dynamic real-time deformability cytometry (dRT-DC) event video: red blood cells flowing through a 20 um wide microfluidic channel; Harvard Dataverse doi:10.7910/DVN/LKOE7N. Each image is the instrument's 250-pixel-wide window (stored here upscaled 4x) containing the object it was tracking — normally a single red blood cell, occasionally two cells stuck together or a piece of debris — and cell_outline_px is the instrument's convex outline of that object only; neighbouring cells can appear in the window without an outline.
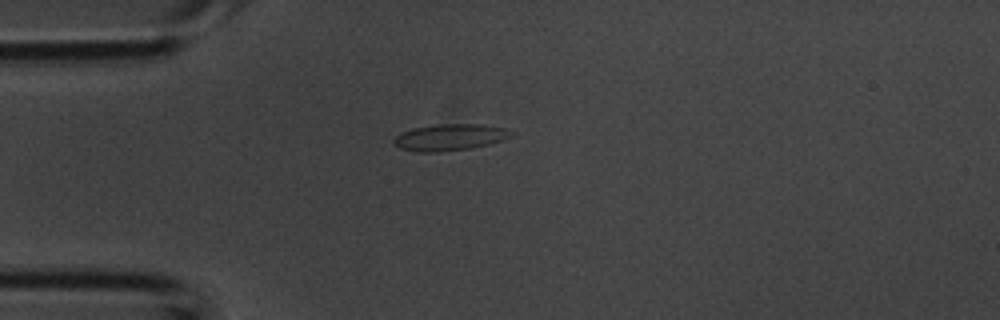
{"species": "common noctule bat (a hibernating species)", "species_latin": "Nyctalus noctula", "temperature_condition": "room temperature", "stored_images_in_passage": 28, "camera_frame_rate_fps": 3000, "um_per_image_px": 0.085, "animal": {"sex": "male", "body_mass_g": 20.1, "forearm_length_mm": 53.5}, "frame": {"image": 1, "passage_image": 1, "time_ms": 0.0, "image_size_px": [1000, 320], "cell_outline_px": [[516, 132], [512, 136], [504, 140], [472, 148], [440, 152], [420, 152], [400, 148], [392, 144], [392, 140], [400, 132], [412, 128], [440, 124], [480, 124], [504, 128]], "centroid_in_image_um": [38.23, 11.67], "position_along_channel_um": 46.8, "area_um2": 18.32}}
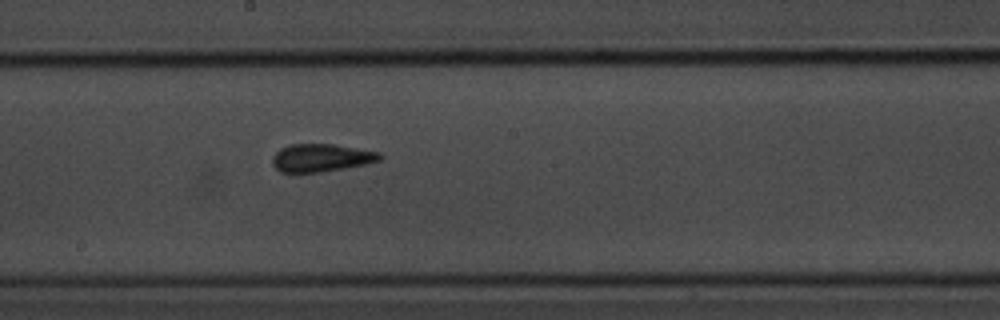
{"frame": {"image": 2, "passage_image": 13, "time_ms": 4.0, "image_size_px": [1000, 320], "cell_outline_px": [[384, 156], [380, 160], [364, 164], [344, 168], [320, 172], [280, 172], [272, 164], [272, 156], [280, 148], [288, 144], [332, 144], [380, 152]], "centroid_in_image_um": [27.28, 13.4], "position_along_channel_um": 220.9, "area_um2": 17.4}}
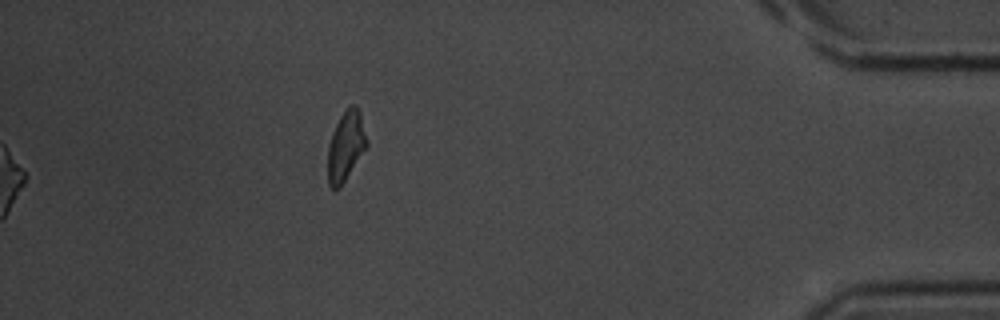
{"frame": {"image": 3, "passage_image": 28, "time_ms": 9.0, "image_size_px": [1000, 320], "cell_outline_px": [[368, 144], [340, 188], [332, 188], [328, 184], [328, 144], [332, 132], [340, 116], [348, 104], [356, 104], [360, 112], [368, 140]], "centroid_in_image_um": [29.39, 12.37], "position_along_channel_um": 405.8, "area_um2": 15.9}}